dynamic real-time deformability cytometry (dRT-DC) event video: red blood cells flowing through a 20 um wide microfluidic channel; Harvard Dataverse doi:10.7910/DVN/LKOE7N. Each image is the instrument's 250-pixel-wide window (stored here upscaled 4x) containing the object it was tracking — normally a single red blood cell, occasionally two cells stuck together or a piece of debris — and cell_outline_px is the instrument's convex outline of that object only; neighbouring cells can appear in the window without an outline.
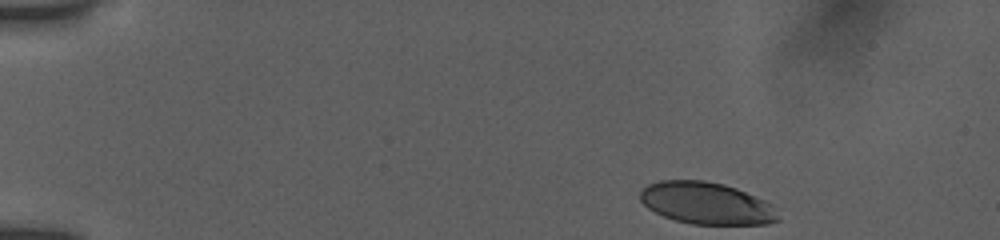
{"species": "human", "species_latin": "Homo sapiens", "temperature_condition": "room temperature", "stored_images_in_passage": 47, "camera_frame_rate_fps": 3000, "um_per_image_px": 0.085, "donor": {"sex": "female"}, "frame": {"image": 1, "passage_image": 1, "time_ms": 0.0, "image_size_px": [1000, 240], "cell_outline_px": [[780, 220], [768, 224], [692, 224], [676, 220], [664, 216], [648, 208], [640, 200], [640, 188], [648, 184], [660, 180], [704, 180], [724, 184], [736, 188], [764, 200], [772, 204]], "centroid_in_image_um": [60.03, 17.27], "position_along_channel_um": 25.0, "area_um2": 33.76}}
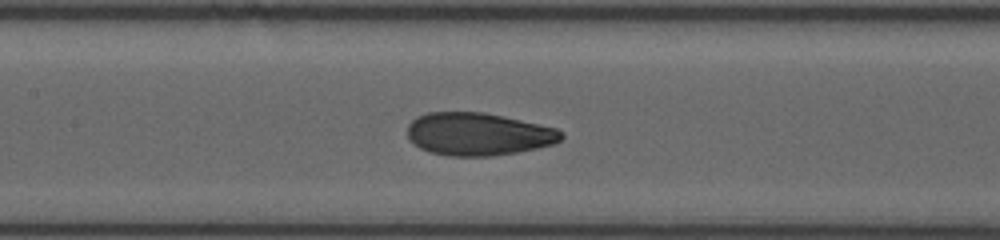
{"frame": {"image": 2, "passage_image": 20, "time_ms": 6.333, "image_size_px": [1000, 240], "cell_outline_px": [[564, 136], [556, 144], [516, 152], [492, 156], [448, 156], [428, 152], [420, 148], [408, 136], [408, 124], [416, 116], [428, 112], [484, 112], [504, 116], [556, 128], [564, 132]], "centroid_in_image_um": [40.66, 11.39], "position_along_channel_um": 166.7, "area_um2": 38.44}}
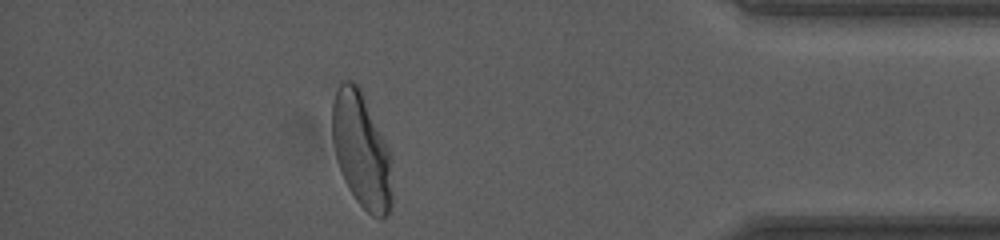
{"frame": {"image": 3, "passage_image": 41, "time_ms": 13.333, "image_size_px": [1000, 240], "cell_outline_px": [[392, 204], [388, 216], [380, 220], [372, 216], [356, 200], [348, 188], [340, 172], [332, 140], [332, 104], [336, 92], [340, 84], [344, 80], [352, 80], [360, 84], [388, 148], [392, 192]], "centroid_in_image_um": [30.71, 12.76], "position_along_channel_um": 404.5, "area_um2": 40.46}, "authors_computed_cell_mechanics": {"area_um2": 38.437, "velocity_mm_per_s": 3.8768, "shape_relaxation_time_tau1_ms": 4.4576, "shape_relaxation_time_tau2_ms": 0.6835, "deformation_change_tau1": 0.1721, "deformation_change_tau2": 0.0578}}